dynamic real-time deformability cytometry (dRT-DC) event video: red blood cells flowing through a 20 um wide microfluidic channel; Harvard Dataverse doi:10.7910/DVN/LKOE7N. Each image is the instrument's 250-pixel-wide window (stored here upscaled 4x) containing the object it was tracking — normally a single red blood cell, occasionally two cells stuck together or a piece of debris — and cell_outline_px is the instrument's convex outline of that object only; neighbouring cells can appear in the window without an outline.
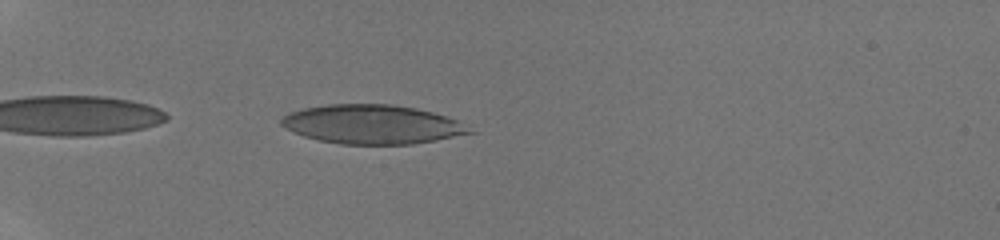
{"species": "human", "species_latin": "Homo sapiens", "temperature_condition": "room temperature", "stored_images_in_passage": 20, "camera_frame_rate_fps": 3000, "um_per_image_px": 0.085, "donor": {"sex": "male"}, "frame": {"image": 1, "passage_image": 1, "time_ms": 0.0, "image_size_px": [1000, 240], "cell_outline_px": [[480, 132], [436, 140], [412, 144], [340, 144], [320, 140], [304, 136], [292, 132], [284, 128], [280, 124], [280, 120], [288, 112], [304, 108], [328, 104], [388, 104], [416, 108], [432, 112], [456, 120]], "centroid_in_image_um": [31.64, 10.57], "position_along_channel_um": 53.4, "area_um2": 43.0}}
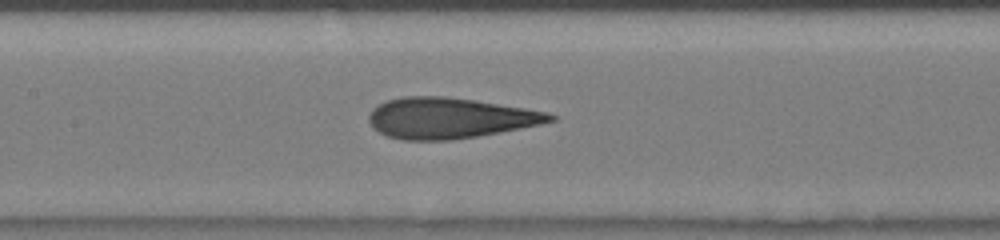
{"frame": {"image": 2, "passage_image": 7, "time_ms": 3.667, "image_size_px": [1000, 240], "cell_outline_px": [[556, 120], [540, 124], [520, 128], [476, 136], [452, 140], [404, 140], [388, 136], [372, 128], [368, 120], [368, 116], [372, 108], [388, 100], [404, 96], [444, 96], [476, 100], [548, 112], [556, 116]], "centroid_in_image_um": [38.19, 10.03], "position_along_channel_um": 169.2, "area_um2": 42.83}}
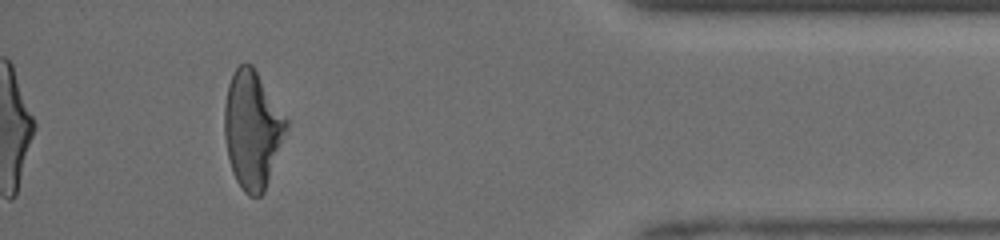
{"frame": {"image": 3, "passage_image": 18, "time_ms": 10.333, "image_size_px": [1000, 240], "cell_outline_px": [[288, 128], [264, 192], [260, 196], [248, 196], [244, 192], [236, 180], [232, 172], [228, 156], [224, 136], [224, 104], [228, 84], [232, 72], [240, 64], [252, 64], [288, 120]], "centroid_in_image_um": [21.44, 11.0], "position_along_channel_um": 413.8, "area_um2": 42.37}, "authors_computed_cell_mechanics": {"area_um2": 42.9165, "velocity_mm_per_s": 4.1697, "shape_relaxation_time_tau1_ms": 5.111, "shape_relaxation_time_tau2_ms": 0.9433, "deformation_change_tau1": 0.1627, "deformation_change_tau2": 0.0675}}